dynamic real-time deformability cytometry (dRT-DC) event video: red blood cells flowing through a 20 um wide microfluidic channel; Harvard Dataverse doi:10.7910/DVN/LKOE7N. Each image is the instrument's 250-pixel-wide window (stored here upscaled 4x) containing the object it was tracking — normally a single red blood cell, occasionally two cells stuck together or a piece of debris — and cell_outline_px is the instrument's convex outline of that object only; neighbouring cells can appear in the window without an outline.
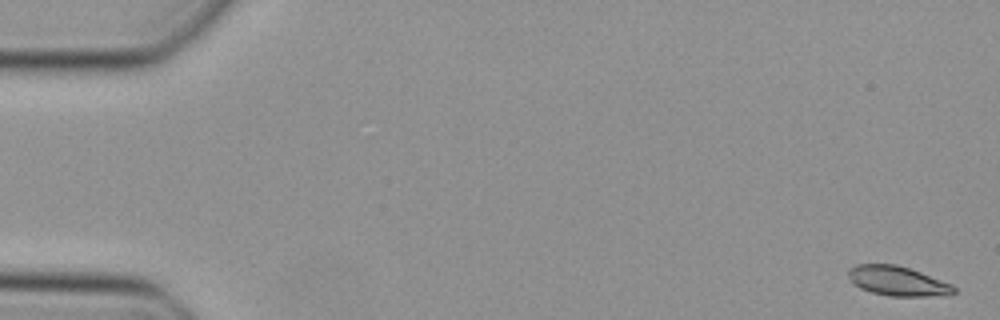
{"species": "Egyptian fruit bat (a non-hibernating species)", "species_latin": "Rousettus aegyptiacus", "temperature_condition": "cold", "stored_images_in_passage": 48, "camera_frame_rate_fps": 3000, "um_per_image_px": 0.085, "animal": {"sex": "female"}, "frame": {"image": 1, "passage_image": 1, "time_ms": 0.0, "image_size_px": [1000, 320], "cell_outline_px": [[956, 292], [944, 296], [888, 296], [872, 292], [860, 288], [852, 284], [848, 276], [848, 272], [856, 264], [896, 264], [920, 272], [952, 284], [956, 288]], "centroid_in_image_um": [76.3, 23.9], "position_along_channel_um": 8.7, "area_um2": 18.21}}
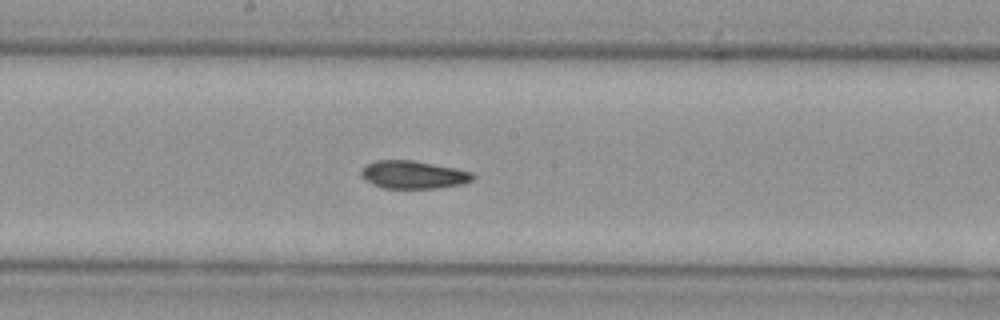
{"frame": {"image": 2, "passage_image": 26, "time_ms": 8.333, "image_size_px": [1000, 320], "cell_outline_px": [[476, 176], [472, 180], [460, 184], [436, 188], [380, 188], [364, 180], [360, 176], [360, 172], [368, 164], [376, 160], [412, 160], [456, 168], [472, 172]], "centroid_in_image_um": [35.11, 14.85], "position_along_channel_um": 213.1, "area_um2": 18.15}}
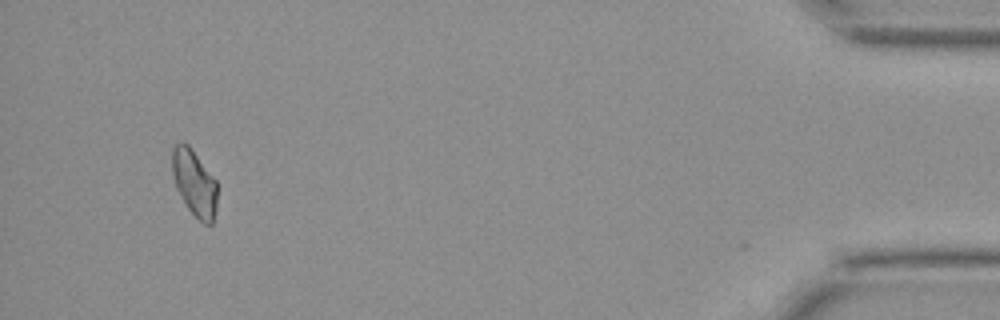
{"frame": {"image": 3, "passage_image": 46, "time_ms": 15.0, "image_size_px": [1000, 320], "cell_outline_px": [[216, 208], [212, 224], [204, 224], [188, 208], [176, 188], [172, 176], [172, 148], [180, 140], [188, 144], [216, 180]], "centroid_in_image_um": [16.5, 15.52], "position_along_channel_um": 418.7, "area_um2": 17.28}}